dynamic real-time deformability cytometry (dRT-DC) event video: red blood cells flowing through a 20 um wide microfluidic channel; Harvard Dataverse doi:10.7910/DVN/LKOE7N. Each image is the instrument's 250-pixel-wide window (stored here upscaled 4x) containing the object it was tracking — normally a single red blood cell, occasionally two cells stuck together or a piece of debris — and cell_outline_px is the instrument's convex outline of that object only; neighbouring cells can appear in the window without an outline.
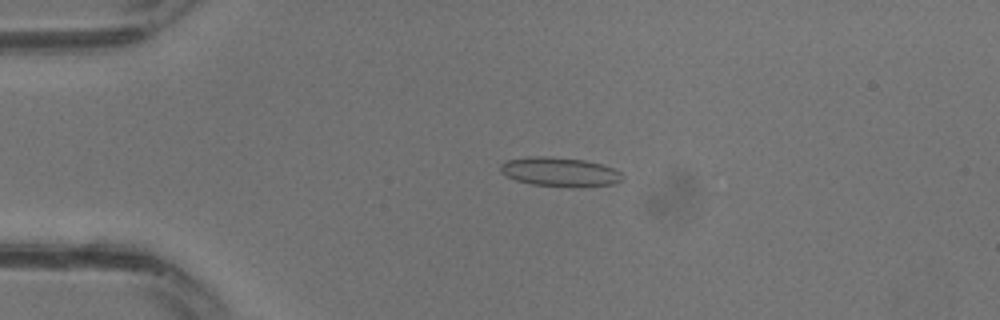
{"species": "common noctule bat (a hibernating species)", "species_latin": "Nyctalus noctula", "temperature_condition": "warm", "stored_images_in_passage": 11, "camera_frame_rate_fps": 3000, "um_per_image_px": 0.085, "animal": {"sex": "male", "body_mass_g": 13.3}, "frame": {"image": 1, "passage_image": 7, "time_ms": 2.0, "image_size_px": [1000, 320], "cell_outline_px": [[624, 180], [612, 184], [572, 188], [532, 184], [516, 180], [500, 172], [500, 164], [508, 160], [528, 156], [548, 156], [584, 160], [600, 164], [612, 168], [620, 172], [624, 176]], "centroid_in_image_um": [47.59, 14.62], "position_along_channel_um": 37.4, "area_um2": 20.87}}